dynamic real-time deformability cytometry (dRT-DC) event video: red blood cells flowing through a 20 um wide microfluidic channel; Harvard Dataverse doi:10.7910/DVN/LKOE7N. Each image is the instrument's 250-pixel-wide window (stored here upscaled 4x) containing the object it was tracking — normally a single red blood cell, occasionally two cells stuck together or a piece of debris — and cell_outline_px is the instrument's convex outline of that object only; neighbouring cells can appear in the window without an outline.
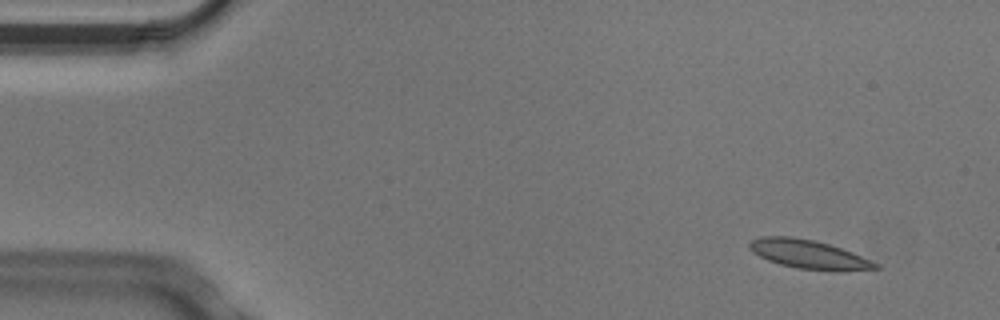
{"species": "Egyptian fruit bat (a non-hibernating species)", "species_latin": "Rousettus aegyptiacus", "temperature_condition": "cold", "stored_images_in_passage": 4, "camera_frame_rate_fps": 3000, "um_per_image_px": 0.085, "animal": {"sex": "male"}, "frame": {"image": 1, "passage_image": 1, "time_ms": 0.0, "image_size_px": [1000, 320], "cell_outline_px": [[880, 268], [836, 272], [796, 268], [780, 264], [768, 260], [752, 252], [748, 248], [748, 244], [752, 240], [760, 236], [792, 236], [812, 240], [828, 244], [852, 252], [880, 264]], "centroid_in_image_um": [68.74, 21.63], "position_along_channel_um": 16.3, "area_um2": 21.27}}
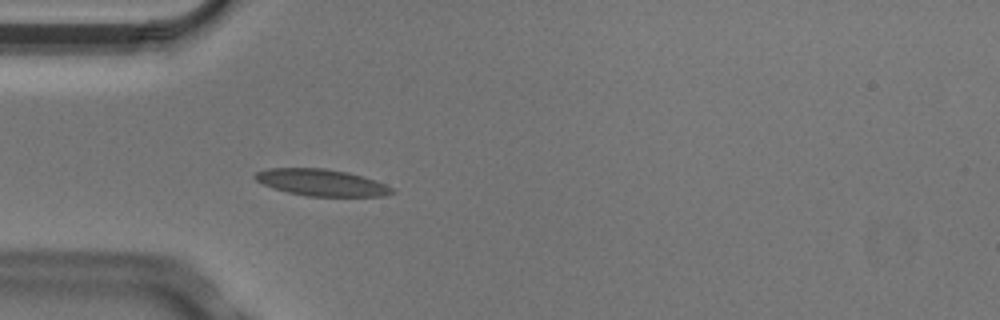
{"frame": {"image": 2, "passage_image": 4, "time_ms": 1.0, "image_size_px": [1000, 320], "cell_outline_px": [[396, 192], [384, 196], [308, 196], [288, 192], [264, 184], [256, 180], [252, 176], [256, 172], [268, 168], [324, 168], [348, 172], [384, 184], [392, 188]], "centroid_in_image_um": [27.31, 15.51], "position_along_channel_um": 57.7, "area_um2": 20.98}}